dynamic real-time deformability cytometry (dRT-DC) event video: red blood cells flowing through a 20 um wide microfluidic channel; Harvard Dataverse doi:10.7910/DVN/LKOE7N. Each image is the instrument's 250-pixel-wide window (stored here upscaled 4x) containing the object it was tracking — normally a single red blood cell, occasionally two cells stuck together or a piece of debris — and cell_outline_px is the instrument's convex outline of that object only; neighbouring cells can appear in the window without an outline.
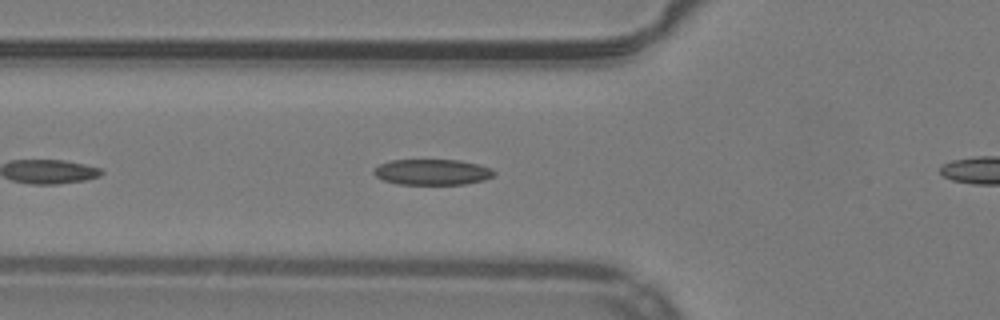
{"species": "common noctule bat (a hibernating species)", "species_latin": "Nyctalus noctula", "temperature_condition": "warm", "stored_images_in_passage": 39, "camera_frame_rate_fps": 3000, "um_per_image_px": 0.085, "animal": {"sex": "male", "body_mass_g": 19.2, "forearm_length_mm": 51.8}, "frame": {"image": 1, "passage_image": 7, "time_ms": 2.0, "image_size_px": [1000, 320], "cell_outline_px": [[496, 172], [492, 176], [484, 180], [464, 184], [396, 184], [384, 180], [376, 176], [372, 172], [380, 164], [388, 160], [460, 160], [492, 168]], "centroid_in_image_um": [36.74, 14.62], "position_along_channel_um": 89.1, "area_um2": 17.98}}
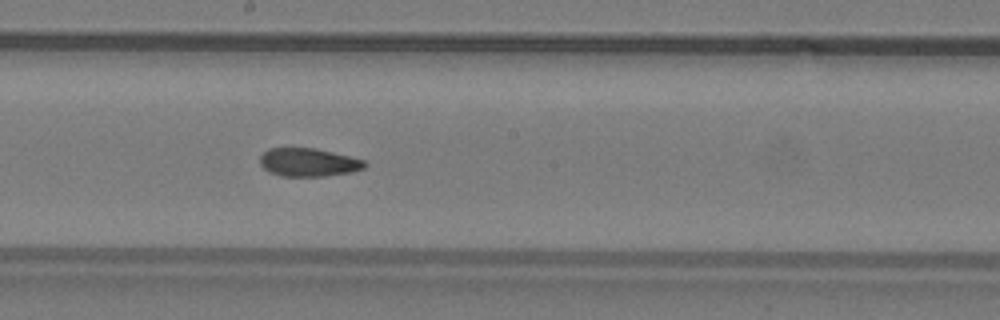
{"frame": {"image": 2, "passage_image": 17, "time_ms": 5.333, "image_size_px": [1000, 320], "cell_outline_px": [[368, 164], [364, 168], [352, 172], [324, 176], [280, 176], [264, 168], [260, 164], [260, 156], [268, 148], [316, 148], [364, 160]], "centroid_in_image_um": [26.22, 13.79], "position_along_channel_um": 222.0, "area_um2": 17.17}}
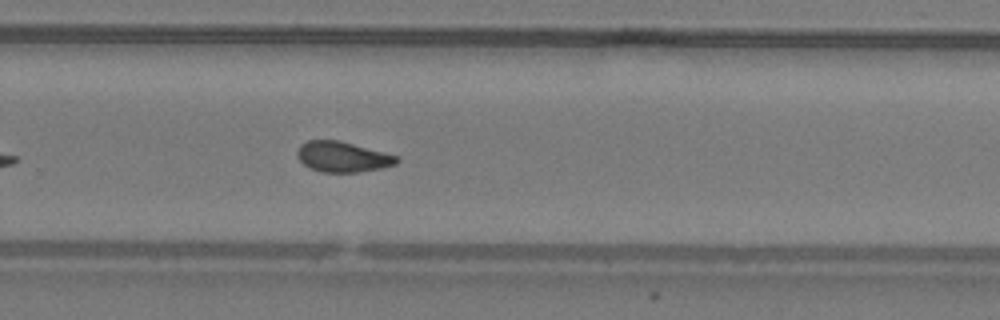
{"frame": {"image": 3, "passage_image": 23, "time_ms": 7.333, "image_size_px": [1000, 320], "cell_outline_px": [[400, 160], [396, 164], [380, 168], [356, 172], [320, 172], [308, 168], [300, 160], [296, 152], [300, 144], [308, 140], [340, 140], [400, 156]], "centroid_in_image_um": [29.13, 13.32], "position_along_channel_um": 300.7, "area_um2": 17.8}, "authors_computed_cell_mechanics": {"area_um2": 17.8602, "velocity_mm_per_s": 3.9595, "shape_relaxation_time_tau1_ms": null, "shape_relaxation_time_tau2_ms": 2.6326, "deformation_change_tau1": null, "deformation_change_tau2": 0.0951}}